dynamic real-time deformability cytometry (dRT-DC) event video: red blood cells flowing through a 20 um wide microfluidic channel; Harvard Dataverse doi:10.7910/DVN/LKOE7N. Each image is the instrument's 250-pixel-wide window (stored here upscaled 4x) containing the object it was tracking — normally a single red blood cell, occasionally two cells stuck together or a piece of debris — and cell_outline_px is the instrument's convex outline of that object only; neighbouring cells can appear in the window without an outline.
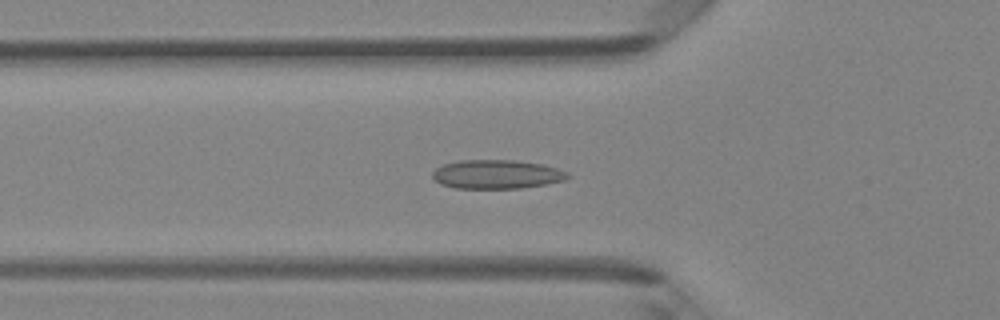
{"species": "Egyptian fruit bat (a non-hibernating species)", "species_latin": "Rousettus aegyptiacus", "temperature_condition": "room temperature", "stored_images_in_passage": 49, "camera_frame_rate_fps": 3000, "um_per_image_px": 0.085, "animal": {"sex": "female"}, "frame": {"image": 1, "passage_image": 17, "time_ms": 5.333, "image_size_px": [1000, 320], "cell_outline_px": [[572, 176], [564, 180], [544, 184], [520, 188], [456, 188], [440, 184], [432, 176], [432, 172], [436, 168], [444, 164], [460, 160], [512, 160], [540, 164], [556, 168], [568, 172]], "centroid_in_image_um": [42.21, 14.81], "position_along_channel_um": 83.6, "area_um2": 22.6}}
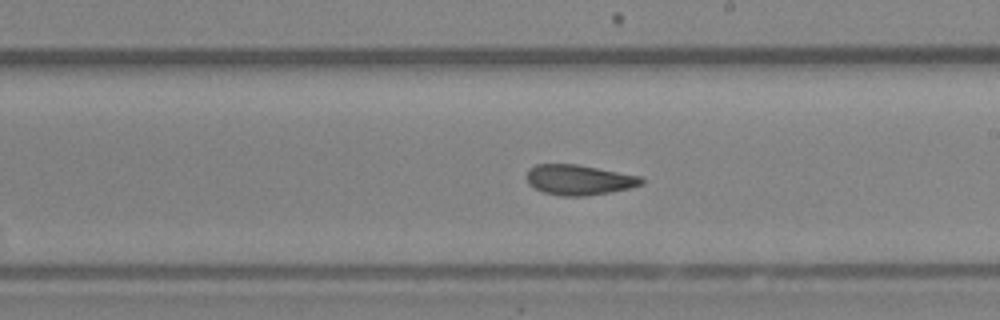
{"frame": {"image": 2, "passage_image": 28, "time_ms": 9.0, "image_size_px": [1000, 320], "cell_outline_px": [[644, 184], [628, 188], [608, 192], [584, 196], [560, 196], [544, 192], [528, 184], [528, 168], [536, 164], [576, 164], [640, 176], [644, 180]], "centroid_in_image_um": [49.2, 15.28], "position_along_channel_um": 239.8, "area_um2": 20.0}}
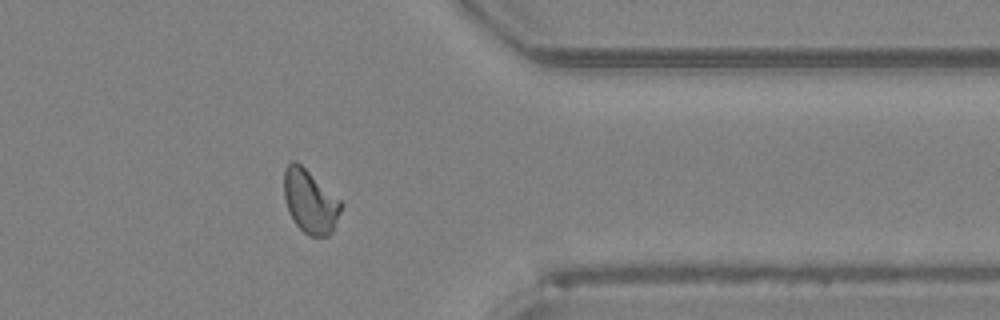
{"frame": {"image": 3, "passage_image": 39, "time_ms": 12.667, "image_size_px": [1000, 320], "cell_outline_px": [[344, 204], [332, 232], [328, 236], [308, 236], [296, 224], [288, 212], [284, 200], [284, 168], [292, 160], [296, 160], [340, 200]], "centroid_in_image_um": [26.35, 17.13], "position_along_channel_um": 385.1, "area_um2": 21.1}, "authors_computed_cell_mechanics": {"area_um2": 20.9236, "velocity_mm_per_s": 4.2775, "shape_relaxation_time_tau1_ms": null, "shape_relaxation_time_tau2_ms": 2.0116, "deformation_change_tau1": null, "deformation_change_tau2": 0.0569}}